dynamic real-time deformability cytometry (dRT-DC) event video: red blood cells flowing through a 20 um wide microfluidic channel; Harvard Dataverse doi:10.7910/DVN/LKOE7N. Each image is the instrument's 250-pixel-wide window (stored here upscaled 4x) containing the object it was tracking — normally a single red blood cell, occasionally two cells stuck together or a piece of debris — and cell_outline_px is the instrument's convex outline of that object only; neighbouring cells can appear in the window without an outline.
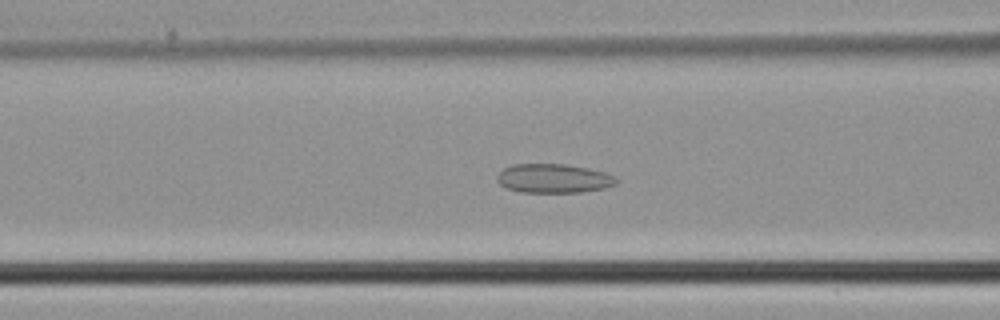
{"species": "common noctule bat (a hibernating species)", "species_latin": "Nyctalus noctula", "temperature_condition": "cold", "stored_images_in_passage": 40, "camera_frame_rate_fps": 3000, "um_per_image_px": 0.085, "animal": {"sex": "male", "body_mass_g": 21.5, "forearm_length_mm": 52.0}, "frame": {"image": 1, "passage_image": 12, "time_ms": 3.667, "image_size_px": [1000, 320], "cell_outline_px": [[616, 184], [604, 188], [580, 192], [520, 192], [508, 188], [500, 184], [496, 180], [496, 176], [504, 168], [512, 164], [568, 164], [588, 168], [604, 172], [616, 176]], "centroid_in_image_um": [47.05, 15.16], "position_along_channel_um": 119.6, "area_um2": 20.17}}
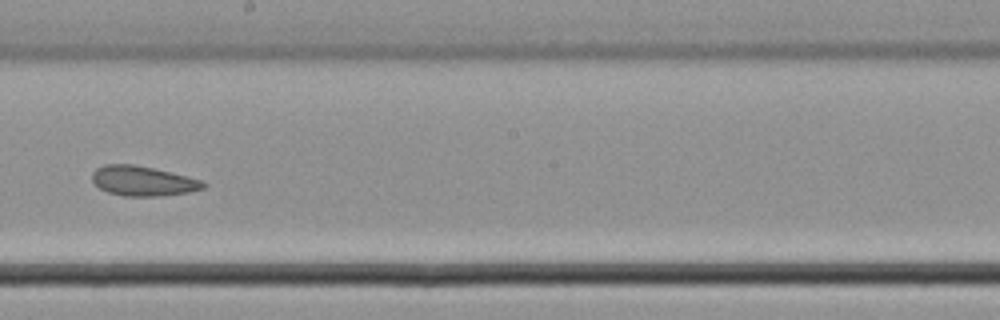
{"frame": {"image": 2, "passage_image": 20, "time_ms": 6.333, "image_size_px": [1000, 320], "cell_outline_px": [[208, 184], [204, 188], [188, 192], [160, 196], [124, 196], [108, 192], [100, 188], [92, 180], [92, 172], [96, 168], [104, 164], [132, 164], [152, 168], [200, 180]], "centroid_in_image_um": [12.11, 15.38], "position_along_channel_um": 236.1, "area_um2": 19.07}}
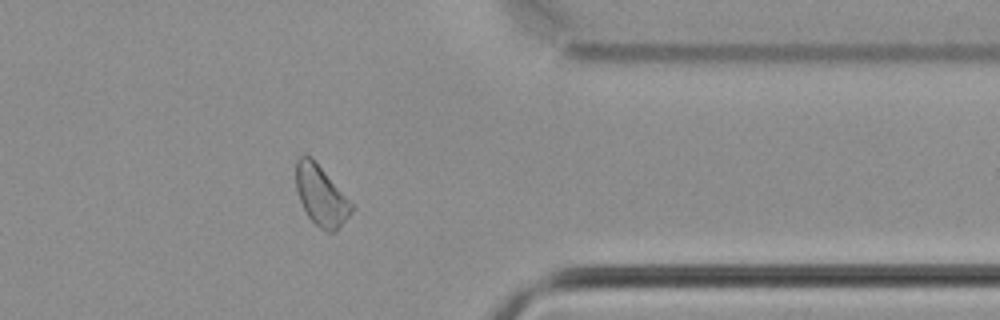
{"frame": {"image": 3, "passage_image": 31, "time_ms": 10.0, "image_size_px": [1000, 320], "cell_outline_px": [[352, 212], [332, 232], [328, 232], [320, 228], [308, 216], [300, 200], [296, 188], [296, 160], [304, 152], [312, 156], [352, 204]], "centroid_in_image_um": [27.24, 16.55], "position_along_channel_um": 384.2, "area_um2": 19.02}}